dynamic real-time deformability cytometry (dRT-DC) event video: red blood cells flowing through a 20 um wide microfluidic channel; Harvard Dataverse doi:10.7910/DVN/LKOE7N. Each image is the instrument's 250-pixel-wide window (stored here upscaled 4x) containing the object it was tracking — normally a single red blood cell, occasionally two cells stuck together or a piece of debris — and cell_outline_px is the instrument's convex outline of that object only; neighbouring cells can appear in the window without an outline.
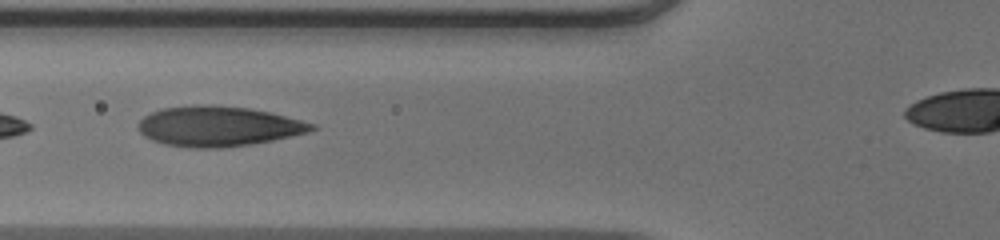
{"species": "human", "species_latin": "Homo sapiens", "temperature_condition": "warm", "stored_images_in_passage": 31, "camera_frame_rate_fps": 3000, "um_per_image_px": 0.085, "donor": {"sex": "male"}, "frame": {"image": 1, "passage_image": 5, "time_ms": 1.333, "image_size_px": [1000, 240], "cell_outline_px": [[320, 128], [308, 132], [272, 140], [252, 144], [220, 148], [192, 148], [164, 144], [152, 140], [144, 136], [136, 128], [136, 124], [144, 116], [160, 108], [200, 104], [208, 104], [248, 108], [268, 112], [316, 124]], "centroid_in_image_um": [18.51, 10.73], "position_along_channel_um": 107.3, "area_um2": 40.69}}
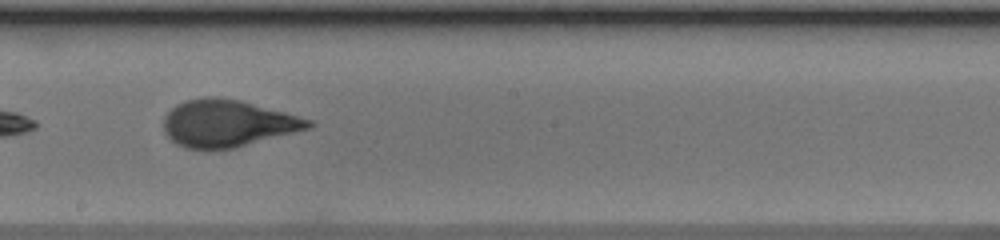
{"frame": {"image": 2, "passage_image": 14, "time_ms": 4.333, "image_size_px": [1000, 240], "cell_outline_px": [[316, 124], [312, 128], [236, 148], [184, 148], [176, 144], [164, 132], [164, 116], [176, 104], [184, 100], [208, 96], [216, 96], [240, 100], [284, 112], [312, 120]], "centroid_in_image_um": [19.36, 10.48], "position_along_channel_um": 228.8, "area_um2": 39.77}, "authors_computed_cell_mechanics": {"area_um2": 39.7664, "velocity_mm_per_s": 4.0503, "shape_relaxation_time_tau1_ms": 9.1561, "shape_relaxation_time_tau2_ms": null, "deformation_change_tau1": 0.332, "deformation_change_tau2": null}}